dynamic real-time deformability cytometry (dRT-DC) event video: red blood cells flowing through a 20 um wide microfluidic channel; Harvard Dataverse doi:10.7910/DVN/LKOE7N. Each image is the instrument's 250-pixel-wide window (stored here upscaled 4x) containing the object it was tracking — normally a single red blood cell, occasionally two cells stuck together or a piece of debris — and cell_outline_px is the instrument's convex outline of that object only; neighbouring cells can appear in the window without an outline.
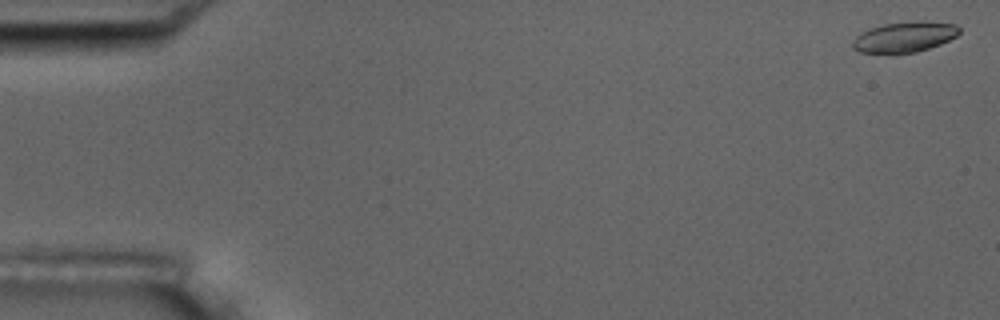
{"species": "common noctule bat (a hibernating species)", "species_latin": "Nyctalus noctula", "temperature_condition": "room temperature", "stored_images_in_passage": 6, "camera_frame_rate_fps": 3000, "um_per_image_px": 0.085, "animal": {"sex": "male", "body_mass_g": 17.5, "forearm_length_mm": 52.3}, "frame": {"image": 1, "passage_image": 1, "time_ms": 0.0, "image_size_px": [1000, 320], "cell_outline_px": [[960, 32], [956, 36], [940, 44], [916, 52], [860, 52], [852, 48], [852, 40], [860, 32], [884, 24], [956, 24], [960, 28]], "centroid_in_image_um": [76.82, 3.19], "position_along_channel_um": 8.2, "area_um2": 17.69}}
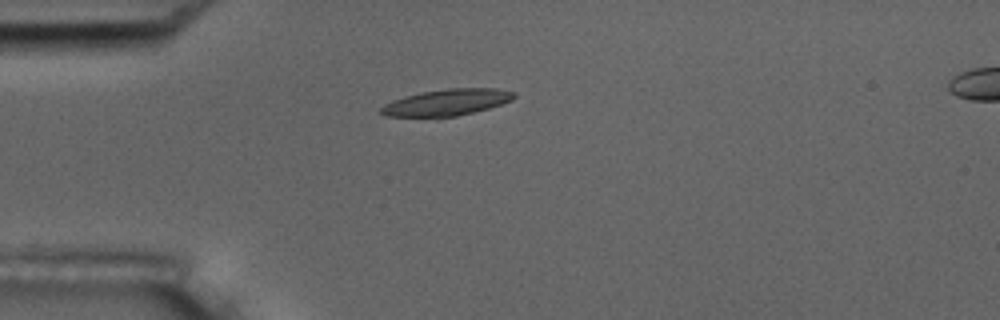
{"frame": {"image": 2, "passage_image": 5, "time_ms": 4.667, "image_size_px": [1000, 320], "cell_outline_px": [[516, 96], [512, 100], [488, 108], [456, 116], [436, 120], [384, 116], [380, 112], [380, 108], [384, 104], [392, 100], [404, 96], [420, 92], [448, 88], [496, 88], [516, 92]], "centroid_in_image_um": [37.88, 8.74], "position_along_channel_um": 47.1, "area_um2": 21.39}}